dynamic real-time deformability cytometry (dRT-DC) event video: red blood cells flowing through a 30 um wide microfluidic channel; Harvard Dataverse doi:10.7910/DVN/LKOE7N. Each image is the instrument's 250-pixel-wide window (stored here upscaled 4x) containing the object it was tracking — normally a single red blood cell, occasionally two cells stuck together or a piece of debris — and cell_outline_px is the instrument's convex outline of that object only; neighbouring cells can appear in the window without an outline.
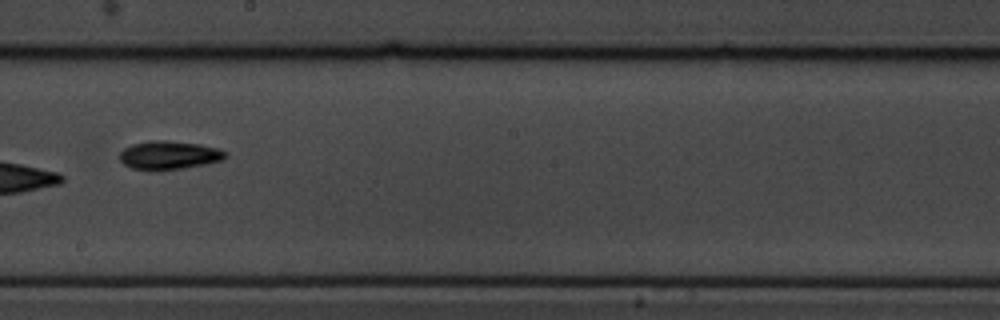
{"species": "common noctule bat (a hibernating species)", "species_latin": "Nyctalus noctula", "temperature_condition": "cold", "stored_images_in_passage": 9, "camera_frame_rate_fps": 3000, "um_per_image_px": 0.085, "animal": {"sex": "male", "body_mass_g": 19.5, "forearm_length_mm": 54.6}, "frame": {"image": 1, "passage_image": 8, "time_ms": 8.0, "image_size_px": [1000, 320], "cell_outline_px": [[228, 156], [224, 160], [184, 168], [132, 168], [124, 164], [120, 160], [120, 152], [124, 148], [132, 144], [152, 140], [168, 140], [200, 144], [216, 148], [228, 152]], "centroid_in_image_um": [14.42, 13.15], "position_along_channel_um": 233.8, "area_um2": 17.17}}